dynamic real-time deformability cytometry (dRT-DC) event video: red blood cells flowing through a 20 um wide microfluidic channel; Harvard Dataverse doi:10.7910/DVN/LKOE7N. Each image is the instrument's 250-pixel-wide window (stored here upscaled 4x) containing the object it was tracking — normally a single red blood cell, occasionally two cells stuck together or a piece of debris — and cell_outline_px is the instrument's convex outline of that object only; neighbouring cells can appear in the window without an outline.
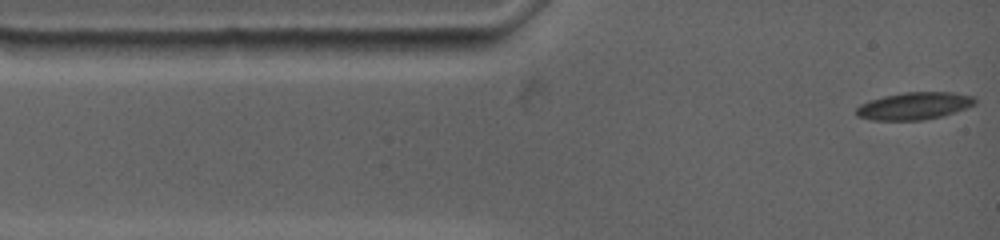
{"species": "common noctule bat (a hibernating species)", "species_latin": "Nyctalus noctula", "temperature_condition": "warm", "stored_images_in_passage": 11, "camera_frame_rate_fps": 4500, "um_per_image_px": 0.085, "animal": {"sex": "female", "body_mass_g": 19.0, "forearm_length_mm": 53.3}, "frame": {"image": 1, "passage_image": 1, "time_ms": 0.0, "image_size_px": [1000, 240], "cell_outline_px": [[976, 104], [944, 116], [924, 120], [872, 120], [856, 116], [856, 108], [860, 104], [868, 100], [884, 96], [904, 92], [952, 92], [972, 96], [976, 100]], "centroid_in_image_um": [77.69, 9.0], "position_along_channel_um": 7.3, "area_um2": 19.02}}
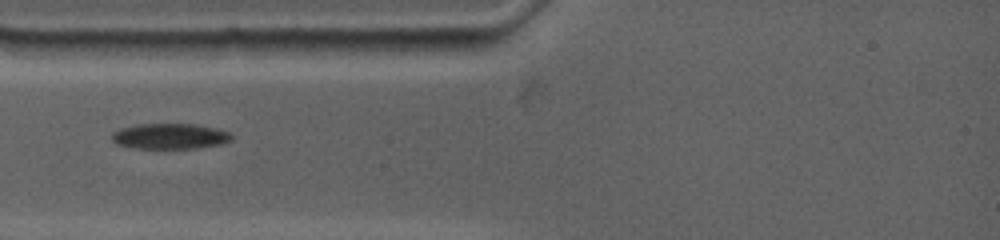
{"frame": {"image": 2, "passage_image": 5, "time_ms": 2.889, "image_size_px": [1000, 240], "cell_outline_px": [[232, 140], [220, 144], [196, 148], [132, 148], [116, 144], [112, 140], [112, 132], [120, 128], [136, 124], [196, 124], [216, 128], [228, 132], [232, 136]], "centroid_in_image_um": [14.41, 11.57], "position_along_channel_um": 70.6, "area_um2": 17.86}}
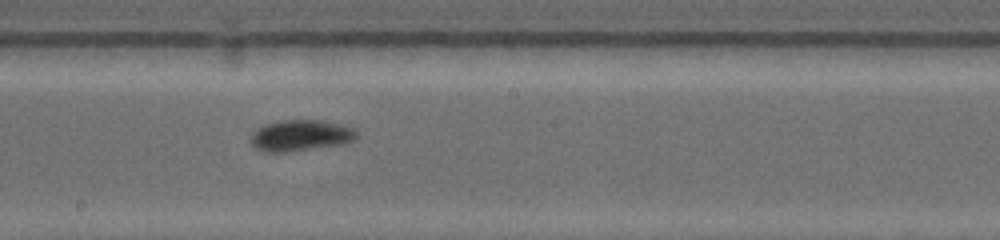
{"frame": {"image": 3, "passage_image": 11, "time_ms": 7.111, "image_size_px": [1000, 240], "cell_outline_px": [[356, 140], [344, 144], [288, 152], [260, 152], [248, 140], [252, 132], [256, 128], [264, 124], [280, 120], [320, 120], [344, 124], [356, 128]], "centroid_in_image_um": [25.54, 11.51], "position_along_channel_um": 222.7, "area_um2": 19.77}}